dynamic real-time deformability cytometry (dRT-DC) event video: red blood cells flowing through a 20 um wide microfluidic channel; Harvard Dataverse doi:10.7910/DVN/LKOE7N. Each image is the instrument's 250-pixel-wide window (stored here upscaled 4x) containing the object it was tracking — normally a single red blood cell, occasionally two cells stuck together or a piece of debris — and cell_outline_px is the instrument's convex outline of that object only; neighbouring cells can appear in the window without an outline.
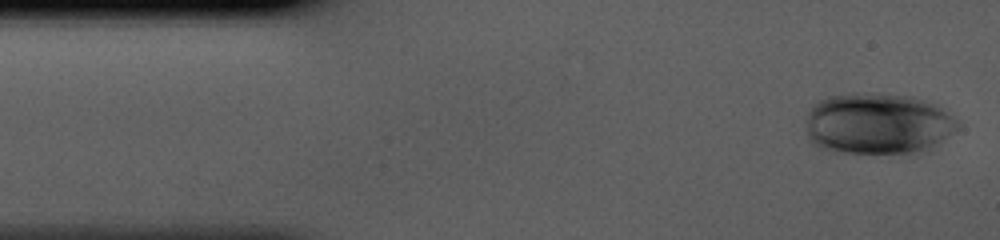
{"species": "human", "species_latin": "Homo sapiens", "temperature_condition": "cold", "stored_images_in_passage": 41, "camera_frame_rate_fps": 3000, "um_per_image_px": 0.085, "donor": {"sex": "male"}, "frame": {"image": 1, "passage_image": 1, "time_ms": 0.0, "image_size_px": [1000, 240], "cell_outline_px": [[956, 128], [928, 152], [844, 152], [816, 148], [808, 140], [804, 128], [804, 120], [808, 112], [820, 100], [828, 96], [852, 92], [880, 92], [912, 96], [936, 104], [952, 116], [956, 120]], "centroid_in_image_um": [74.54, 10.49], "position_along_channel_um": 10.5, "area_um2": 54.79}}
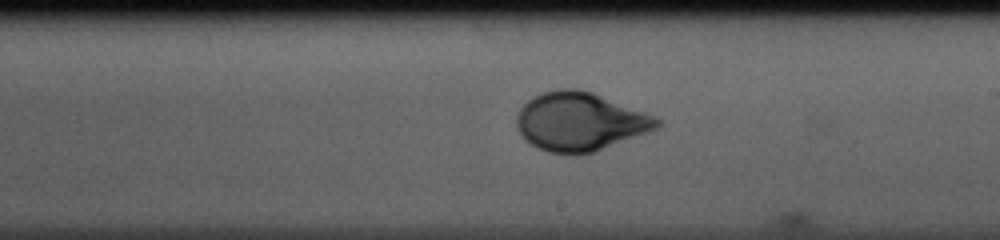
{"frame": {"image": 2, "passage_image": 23, "time_ms": 7.333, "image_size_px": [1000, 240], "cell_outline_px": [[664, 124], [660, 128], [592, 152], [580, 156], [572, 156], [548, 152], [524, 140], [516, 124], [516, 116], [520, 108], [528, 100], [544, 92], [560, 88], [580, 88], [592, 92], [644, 112], [660, 120]], "centroid_in_image_um": [49.29, 10.35], "position_along_channel_um": 239.7, "area_um2": 47.92}}
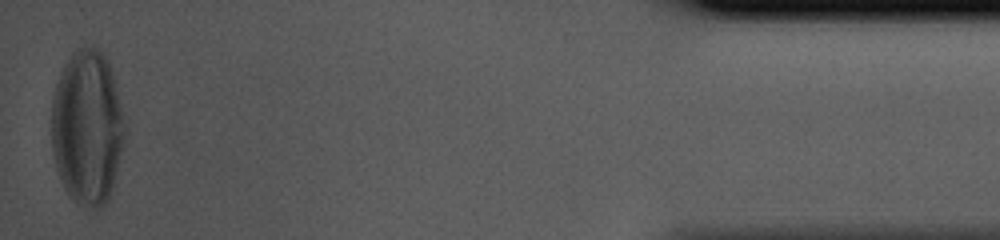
{"frame": {"image": 3, "passage_image": 41, "time_ms": 13.333, "image_size_px": [1000, 240], "cell_outline_px": [[124, 144], [112, 188], [108, 200], [100, 208], [96, 208], [80, 204], [68, 196], [64, 188], [56, 168], [52, 148], [52, 100], [56, 84], [60, 72], [64, 64], [72, 52], [80, 48], [100, 48], [108, 60], [112, 72], [120, 108], [124, 132]], "centroid_in_image_um": [7.39, 10.84], "position_along_channel_um": 427.8, "area_um2": 65.6}}